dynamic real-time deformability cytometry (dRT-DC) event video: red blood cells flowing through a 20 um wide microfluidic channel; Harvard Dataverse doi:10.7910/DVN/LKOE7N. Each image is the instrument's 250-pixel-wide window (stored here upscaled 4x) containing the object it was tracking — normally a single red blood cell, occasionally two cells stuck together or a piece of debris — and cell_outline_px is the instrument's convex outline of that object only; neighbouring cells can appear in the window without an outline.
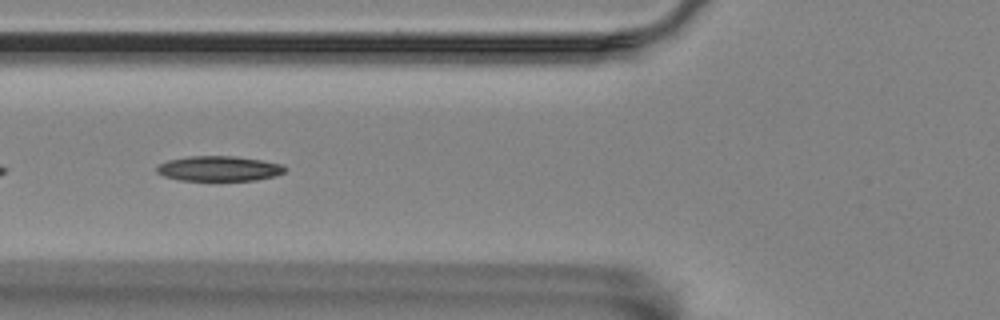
{"species": "Egyptian fruit bat (a non-hibernating species)", "species_latin": "Rousettus aegyptiacus", "temperature_condition": "room temperature", "stored_images_in_passage": 41, "camera_frame_rate_fps": 3000, "um_per_image_px": 0.085, "animal": {"sex": "female"}, "frame": {"image": 1, "passage_image": 6, "time_ms": 1.667, "image_size_px": [1000, 320], "cell_outline_px": [[288, 168], [284, 172], [276, 176], [256, 180], [180, 180], [164, 176], [156, 172], [156, 168], [160, 164], [168, 160], [188, 156], [236, 156], [284, 164]], "centroid_in_image_um": [18.65, 14.32], "position_along_channel_um": 107.1, "area_um2": 18.79}}
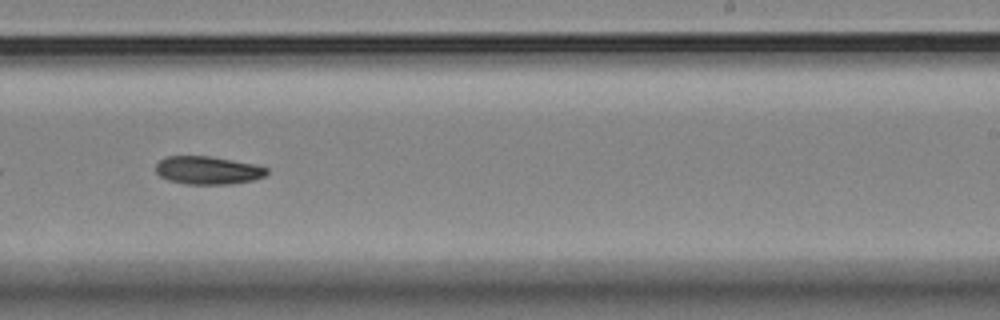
{"frame": {"image": 2, "passage_image": 20, "time_ms": 6.333, "image_size_px": [1000, 320], "cell_outline_px": [[268, 172], [264, 176], [252, 180], [232, 184], [184, 184], [168, 180], [160, 176], [156, 172], [156, 164], [164, 156], [208, 156], [256, 164], [268, 168]], "centroid_in_image_um": [17.65, 14.47], "position_along_channel_um": 271.3, "area_um2": 18.21}}
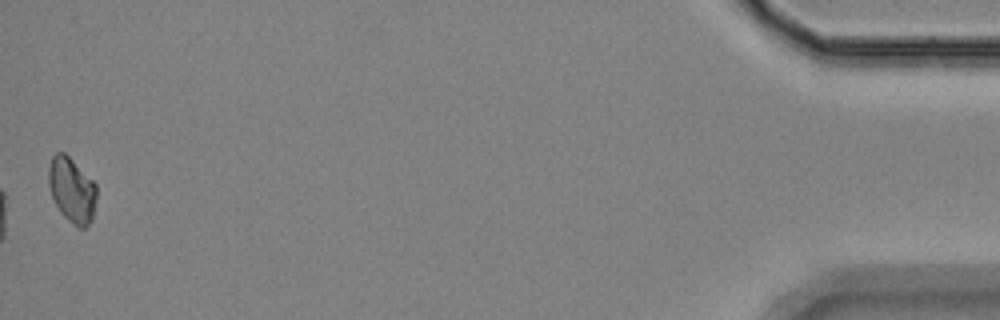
{"frame": {"image": 3, "passage_image": 41, "time_ms": 13.333, "image_size_px": [1000, 320], "cell_outline_px": [[96, 200], [92, 220], [84, 228], [80, 228], [68, 220], [60, 212], [52, 196], [48, 184], [48, 168], [52, 156], [56, 152], [64, 152], [96, 184]], "centroid_in_image_um": [6.1, 16.15], "position_along_channel_um": 429.1, "area_um2": 18.03}}